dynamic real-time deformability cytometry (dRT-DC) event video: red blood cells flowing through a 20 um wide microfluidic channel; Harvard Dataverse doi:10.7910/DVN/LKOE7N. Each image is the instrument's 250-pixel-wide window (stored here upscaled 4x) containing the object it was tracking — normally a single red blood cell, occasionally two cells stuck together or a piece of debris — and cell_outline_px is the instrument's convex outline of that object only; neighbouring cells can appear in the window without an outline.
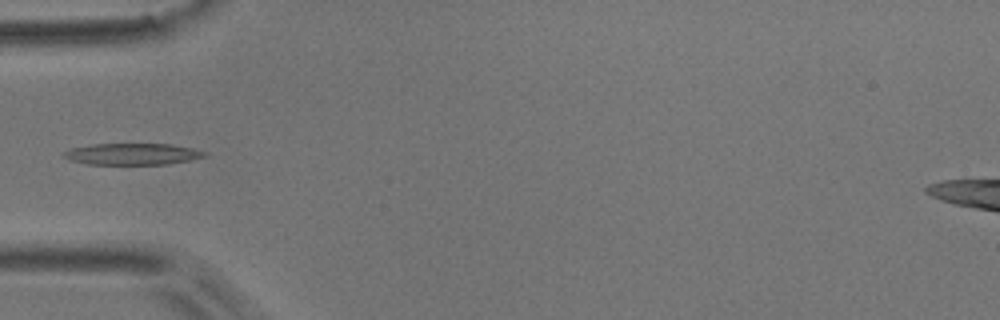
{"species": "common noctule bat (a hibernating species)", "species_latin": "Nyctalus noctula", "temperature_condition": "room temperature", "stored_images_in_passage": 3, "camera_frame_rate_fps": 3000, "um_per_image_px": 0.085, "animal": {"sex": "male", "body_mass_g": 17.9}, "frame": {"image": 1, "passage_image": 3, "time_ms": 0.667, "image_size_px": [1000, 320], "cell_outline_px": [[208, 152], [204, 156], [188, 160], [168, 164], [88, 164], [68, 160], [60, 152], [72, 148], [92, 144], [172, 144], [192, 148]], "centroid_in_image_um": [11.21, 13.09], "position_along_channel_um": 73.8, "area_um2": 17.57}}